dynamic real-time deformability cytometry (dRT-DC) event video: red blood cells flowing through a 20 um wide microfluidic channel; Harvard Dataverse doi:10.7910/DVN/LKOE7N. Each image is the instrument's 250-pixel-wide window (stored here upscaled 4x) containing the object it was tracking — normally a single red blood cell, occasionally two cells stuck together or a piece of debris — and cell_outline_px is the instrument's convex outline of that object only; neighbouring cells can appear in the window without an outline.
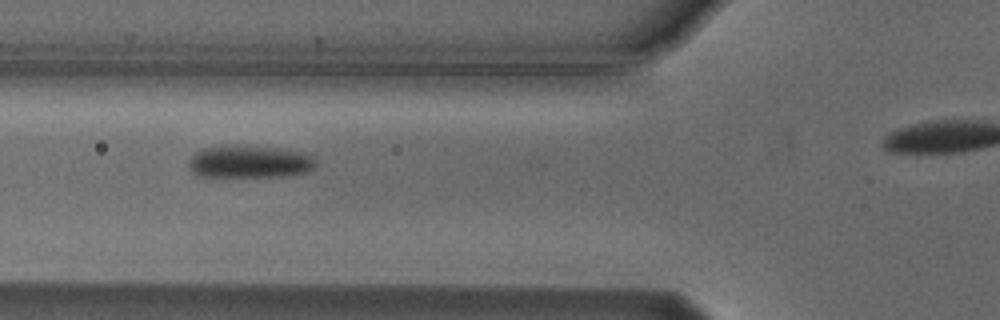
{"species": "Egyptian fruit bat (a non-hibernating species)", "species_latin": "Rousettus aegyptiacus", "temperature_condition": "cold", "stored_images_in_passage": 7, "camera_frame_rate_fps": 3000, "um_per_image_px": 0.085, "animal": {"sex": "male"}, "frame": {"image": 1, "passage_image": 2, "time_ms": 1.0, "image_size_px": [1000, 320], "cell_outline_px": [[316, 164], [308, 172], [284, 176], [196, 176], [192, 172], [188, 164], [192, 156], [196, 152], [208, 148], [276, 148], [308, 152], [316, 160]], "centroid_in_image_um": [21.29, 13.79], "position_along_channel_um": 104.5, "area_um2": 23.18}}
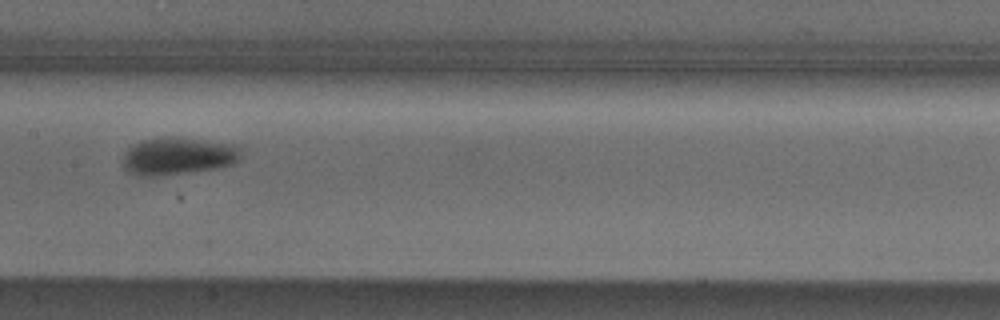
{"frame": {"image": 2, "passage_image": 4, "time_ms": 3.333, "image_size_px": [1000, 320], "cell_outline_px": [[240, 160], [232, 164], [216, 168], [188, 172], [156, 176], [140, 176], [128, 172], [124, 168], [124, 152], [128, 148], [140, 140], [168, 136], [176, 136], [232, 144], [240, 148]], "centroid_in_image_um": [15.11, 13.25], "position_along_channel_um": 192.3, "area_um2": 25.84}}
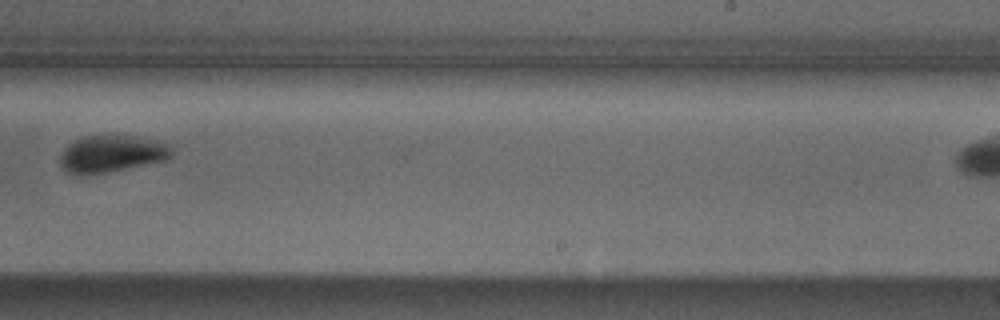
{"frame": {"image": 3, "passage_image": 6, "time_ms": 5.667, "image_size_px": [1000, 320], "cell_outline_px": [[172, 156], [164, 160], [104, 172], [80, 176], [76, 176], [68, 172], [60, 164], [60, 156], [64, 148], [68, 144], [84, 136], [132, 136], [168, 144], [172, 148]], "centroid_in_image_um": [9.43, 13.08], "position_along_channel_um": 279.6, "area_um2": 23.52}}